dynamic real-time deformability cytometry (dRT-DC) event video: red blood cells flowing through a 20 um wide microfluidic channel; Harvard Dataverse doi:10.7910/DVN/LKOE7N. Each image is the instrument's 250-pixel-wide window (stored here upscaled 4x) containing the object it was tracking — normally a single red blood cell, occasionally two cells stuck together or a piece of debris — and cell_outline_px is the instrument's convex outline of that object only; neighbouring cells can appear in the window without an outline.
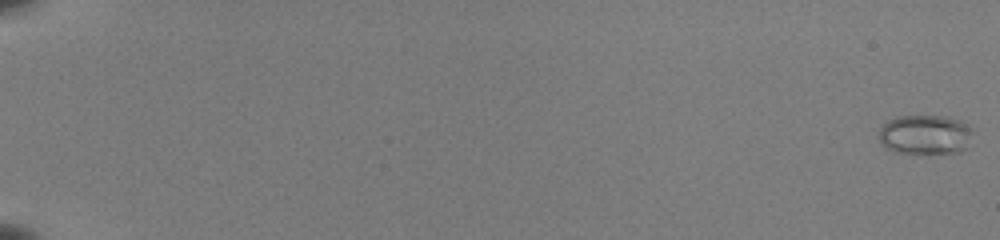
{"species": "common noctule bat (a hibernating species)", "species_latin": "Nyctalus noctula", "temperature_condition": "room temperature", "stored_images_in_passage": 55, "camera_frame_rate_fps": 3000, "um_per_image_px": 0.085, "animal": {"sex": "female", "body_mass_g": 22.0, "forearm_length_mm": 56.7}, "frame": {"image": 1, "passage_image": 1, "time_ms": 0.0, "image_size_px": [1000, 240], "cell_outline_px": [[972, 132], [968, 148], [960, 152], [896, 152], [884, 148], [880, 144], [880, 128], [888, 120], [900, 116], [944, 116], [960, 120], [972, 128]], "centroid_in_image_um": [78.65, 11.43], "position_along_channel_um": 6.3, "area_um2": 21.56}}
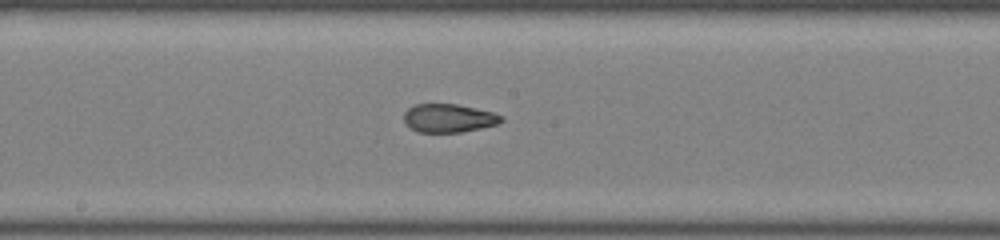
{"frame": {"image": 2, "passage_image": 33, "time_ms": 10.667, "image_size_px": [1000, 240], "cell_outline_px": [[504, 120], [496, 124], [480, 128], [460, 132], [416, 132], [408, 128], [404, 120], [404, 112], [408, 108], [416, 104], [456, 104], [476, 108], [492, 112], [504, 116]], "centroid_in_image_um": [38.11, 10.04], "position_along_channel_um": 210.1, "area_um2": 16.18}}
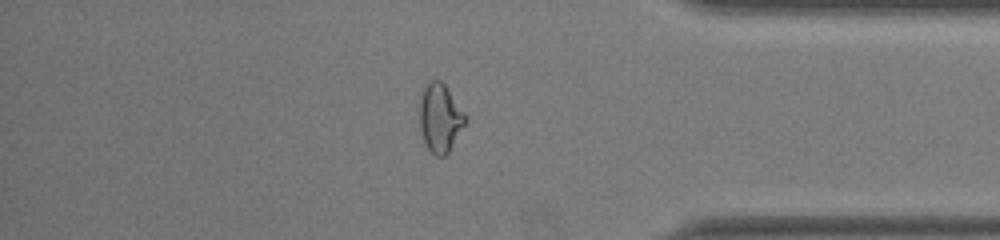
{"frame": {"image": 3, "passage_image": 48, "time_ms": 15.667, "image_size_px": [1000, 240], "cell_outline_px": [[468, 120], [448, 152], [444, 156], [436, 156], [428, 148], [424, 140], [420, 128], [420, 96], [428, 80], [440, 80], [444, 84], [468, 116]], "centroid_in_image_um": [37.42, 10.0], "position_along_channel_um": 397.8, "area_um2": 18.21}, "authors_computed_cell_mechanics": {"area_um2": 17.8602, "velocity_mm_per_s": 4.002, "shape_relaxation_time_tau1_ms": 10.2495, "shape_relaxation_time_tau2_ms": 1.3607, "deformation_change_tau1": 0.282, "deformation_change_tau2": 0.0839}}